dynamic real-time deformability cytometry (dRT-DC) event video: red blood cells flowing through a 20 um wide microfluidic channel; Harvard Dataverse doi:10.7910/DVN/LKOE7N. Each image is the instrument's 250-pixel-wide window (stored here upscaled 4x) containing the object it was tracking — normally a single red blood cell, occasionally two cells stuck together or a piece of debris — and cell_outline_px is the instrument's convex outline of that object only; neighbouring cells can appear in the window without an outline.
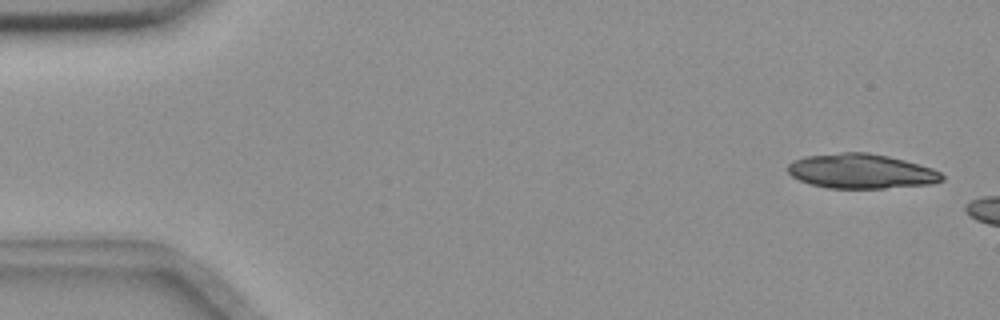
{"species": "common noctule bat (a hibernating species)", "species_latin": "Nyctalus noctula", "temperature_condition": "room temperature", "stored_images_in_passage": 6, "camera_frame_rate_fps": 3000, "um_per_image_px": 0.085, "animal": {"sex": "female", "body_mass_g": 18.4}, "frame": {"image": 1, "passage_image": 1, "time_ms": 0.0, "image_size_px": [1000, 320], "cell_outline_px": [[944, 180], [932, 184], [884, 188], [828, 188], [808, 184], [792, 176], [788, 172], [788, 164], [792, 160], [804, 156], [840, 152], [868, 152], [888, 156], [904, 160], [932, 168], [940, 172], [944, 176]], "centroid_in_image_um": [73.18, 14.55], "position_along_channel_um": 11.8, "area_um2": 31.33}}